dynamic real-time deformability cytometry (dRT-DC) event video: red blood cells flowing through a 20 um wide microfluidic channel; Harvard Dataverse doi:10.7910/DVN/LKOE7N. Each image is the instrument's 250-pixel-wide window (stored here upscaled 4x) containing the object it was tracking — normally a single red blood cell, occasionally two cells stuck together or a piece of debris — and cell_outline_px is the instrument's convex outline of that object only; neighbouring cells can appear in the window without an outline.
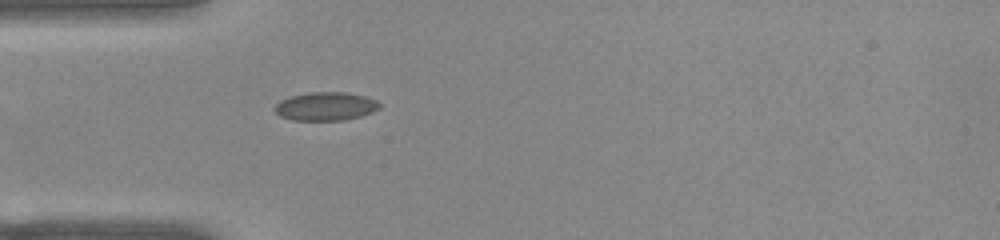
{"species": "common noctule bat (a hibernating species)", "species_latin": "Nyctalus noctula", "temperature_condition": "warm", "stored_images_in_passage": 38, "camera_frame_rate_fps": 3000, "um_per_image_px": 0.085, "animal": {"sex": "female", "body_mass_g": 22.0, "forearm_length_mm": 56.7}, "frame": {"image": 1, "passage_image": 1, "time_ms": 0.0, "image_size_px": [1000, 240], "cell_outline_px": [[380, 108], [372, 112], [360, 116], [344, 120], [292, 120], [280, 116], [272, 108], [280, 100], [292, 96], [308, 92], [344, 92], [364, 96], [376, 100], [380, 104]], "centroid_in_image_um": [27.66, 9.04], "position_along_channel_um": 57.3, "area_um2": 17.34}}
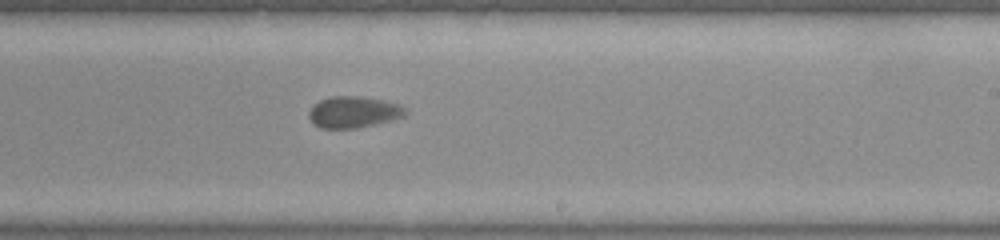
{"frame": {"image": 2, "passage_image": 17, "time_ms": 5.333, "image_size_px": [1000, 240], "cell_outline_px": [[408, 112], [404, 116], [392, 120], [356, 128], [320, 128], [312, 124], [308, 116], [308, 112], [320, 100], [332, 96], [356, 96], [384, 100], [400, 104]], "centroid_in_image_um": [30.05, 9.53], "position_along_channel_um": 259.0, "area_um2": 17.63}}
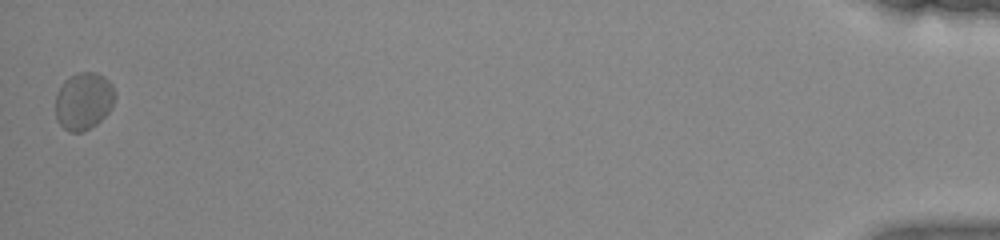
{"frame": {"image": 3, "passage_image": 38, "time_ms": 12.333, "image_size_px": [1000, 240], "cell_outline_px": [[116, 96], [108, 112], [96, 124], [80, 132], [68, 132], [56, 120], [56, 92], [64, 80], [76, 72], [96, 72], [104, 76], [112, 84], [116, 92]], "centroid_in_image_um": [7.1, 8.56], "position_along_channel_um": 428.1, "area_um2": 20.0}, "authors_computed_cell_mechanics": {"area_um2": 18.0336, "velocity_mm_per_s": 3.831, "shape_relaxation_time_tau1_ms": 1.5828, "shape_relaxation_time_tau2_ms": null, "deformation_change_tau1": 0.0561, "deformation_change_tau2": null}}